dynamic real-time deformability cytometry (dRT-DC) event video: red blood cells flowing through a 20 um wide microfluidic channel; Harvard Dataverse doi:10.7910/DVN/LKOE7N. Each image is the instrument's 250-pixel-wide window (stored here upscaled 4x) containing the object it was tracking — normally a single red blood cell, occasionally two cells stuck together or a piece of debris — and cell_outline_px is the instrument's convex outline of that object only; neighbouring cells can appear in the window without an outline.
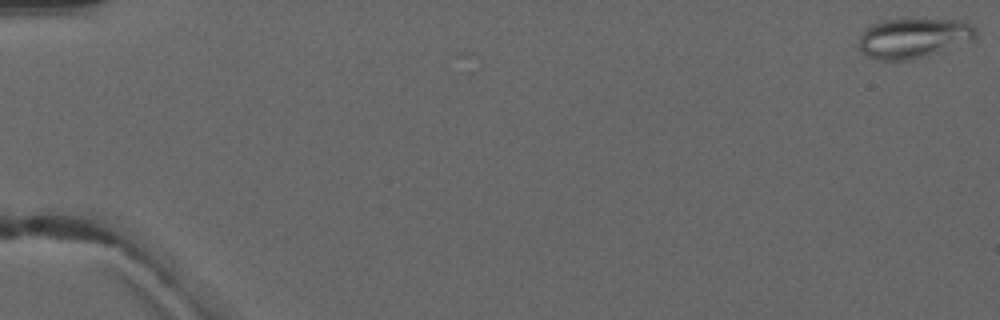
{"species": "common noctule bat (a hibernating species)", "species_latin": "Nyctalus noctula", "temperature_condition": "warm", "stored_images_in_passage": 4, "camera_frame_rate_fps": 3000, "um_per_image_px": 0.085, "animal": {"sex": "male", "forearm_length_mm": 52.5}, "frame": {"image": 1, "passage_image": 1, "time_ms": 0.0, "image_size_px": [1000, 320], "cell_outline_px": [[976, 36], [972, 40], [908, 60], [876, 60], [868, 56], [860, 48], [860, 36], [872, 24], [880, 20], [968, 20], [976, 28]], "centroid_in_image_um": [77.65, 3.21], "position_along_channel_um": 7.3, "area_um2": 26.47}}